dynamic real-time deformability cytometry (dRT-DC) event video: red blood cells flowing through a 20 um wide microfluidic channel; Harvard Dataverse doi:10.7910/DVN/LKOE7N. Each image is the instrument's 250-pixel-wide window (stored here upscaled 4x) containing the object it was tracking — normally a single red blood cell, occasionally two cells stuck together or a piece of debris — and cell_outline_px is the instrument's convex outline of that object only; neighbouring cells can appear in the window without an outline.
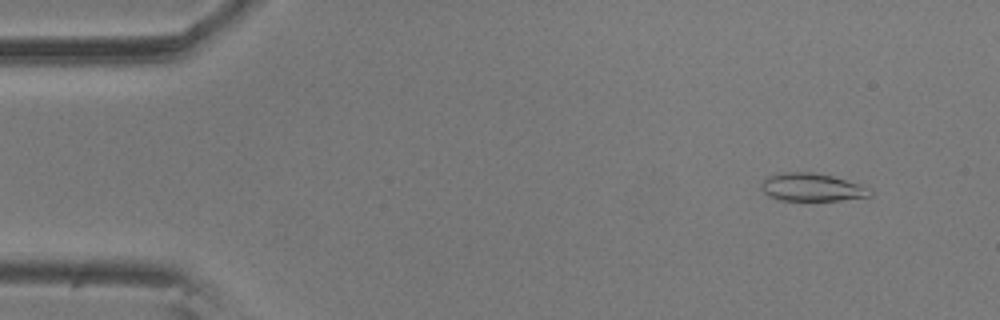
{"species": "common noctule bat (a hibernating species)", "species_latin": "Nyctalus noctula", "temperature_condition": "room temperature", "stored_images_in_passage": 16, "camera_frame_rate_fps": 3000, "um_per_image_px": 0.085, "animal": {"sex": "male", "body_mass_g": 20.5, "forearm_length_mm": 52.5}, "frame": {"image": 1, "passage_image": 5, "time_ms": 1.333, "image_size_px": [1000, 320], "cell_outline_px": [[872, 196], [840, 200], [780, 200], [768, 196], [760, 188], [760, 184], [768, 176], [780, 172], [812, 172], [832, 176], [872, 188]], "centroid_in_image_um": [69.0, 15.92], "position_along_channel_um": 16.0, "area_um2": 17.74}}